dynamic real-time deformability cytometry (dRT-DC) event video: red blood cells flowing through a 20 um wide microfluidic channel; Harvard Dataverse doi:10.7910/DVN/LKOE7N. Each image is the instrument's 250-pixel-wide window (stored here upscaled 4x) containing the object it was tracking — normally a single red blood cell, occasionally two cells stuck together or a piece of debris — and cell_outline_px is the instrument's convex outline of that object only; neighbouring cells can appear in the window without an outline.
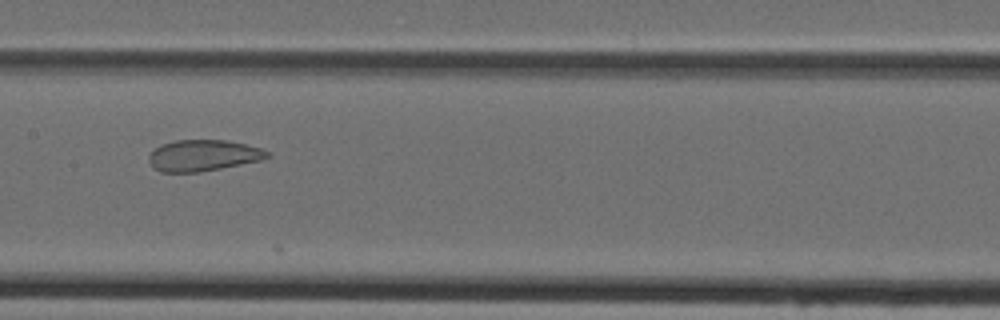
{"species": "Egyptian fruit bat (a non-hibernating species)", "species_latin": "Rousettus aegyptiacus", "temperature_condition": "cold", "stored_images_in_passage": 30, "camera_frame_rate_fps": 3000, "um_per_image_px": 0.085, "animal": {"sex": "female"}, "frame": {"image": 1, "passage_image": 24, "time_ms": 7.667, "image_size_px": [1000, 320], "cell_outline_px": [[272, 156], [260, 160], [200, 172], [160, 172], [152, 168], [148, 160], [148, 156], [160, 144], [176, 140], [228, 140], [260, 148], [268, 152]], "centroid_in_image_um": [17.22, 13.21], "position_along_channel_um": 190.2, "area_um2": 21.5}}